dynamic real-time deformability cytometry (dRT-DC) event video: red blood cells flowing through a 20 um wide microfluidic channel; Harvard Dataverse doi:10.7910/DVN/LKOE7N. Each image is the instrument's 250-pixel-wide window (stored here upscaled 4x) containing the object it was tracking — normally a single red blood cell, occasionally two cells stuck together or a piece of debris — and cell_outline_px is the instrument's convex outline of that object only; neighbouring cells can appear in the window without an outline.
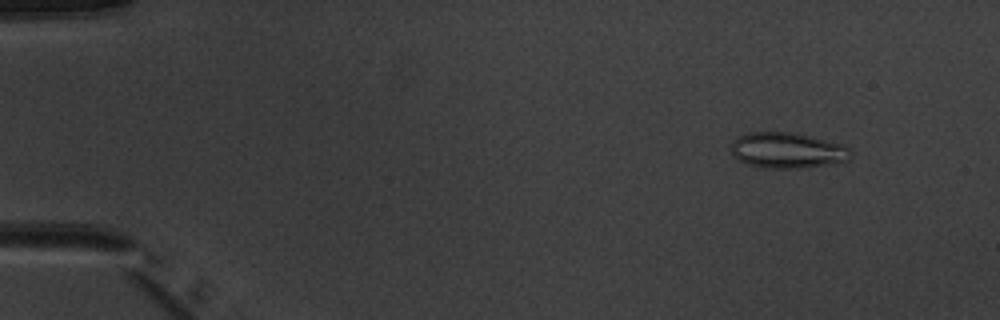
{"species": "common noctule bat (a hibernating species)", "species_latin": "Nyctalus noctula", "temperature_condition": "warm", "stored_images_in_passage": 6, "camera_frame_rate_fps": 3000, "um_per_image_px": 0.085, "animal": {"sex": "male", "body_mass_g": 20.1, "forearm_length_mm": 53.5}, "frame": {"image": 1, "passage_image": 2, "time_ms": 1.0, "image_size_px": [1000, 320], "cell_outline_px": [[852, 156], [848, 160], [828, 164], [804, 168], [764, 168], [736, 160], [732, 152], [732, 140], [748, 132], [792, 132], [812, 136], [840, 144], [848, 148], [852, 152]], "centroid_in_image_um": [66.91, 12.78], "position_along_channel_um": 18.1, "area_um2": 24.85}}
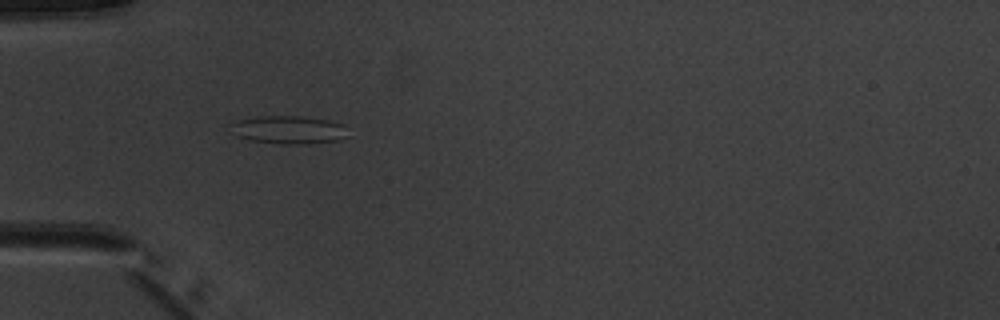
{"frame": {"image": 2, "passage_image": 5, "time_ms": 4.667, "image_size_px": [1000, 320], "cell_outline_px": [[348, 136], [336, 140], [300, 144], [284, 144], [248, 140], [236, 136], [228, 124], [236, 120], [260, 116], [300, 116], [328, 120], [344, 124]], "centroid_in_image_um": [24.49, 11.02], "position_along_channel_um": 60.5, "area_um2": 19.19}}
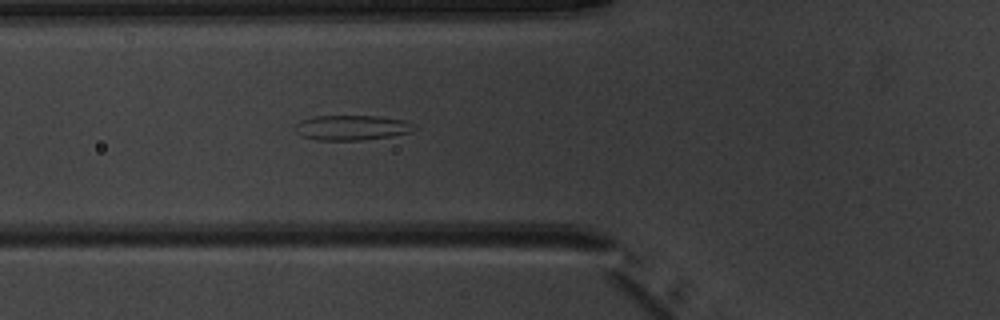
{"frame": {"image": 3, "passage_image": 6, "time_ms": 5.667, "image_size_px": [1000, 320], "cell_outline_px": [[416, 128], [412, 132], [388, 136], [360, 140], [320, 140], [304, 136], [296, 132], [292, 128], [300, 120], [312, 116], [376, 116], [404, 120], [412, 124]], "centroid_in_image_um": [29.86, 10.84], "position_along_channel_um": 95.9, "area_um2": 17.22}}